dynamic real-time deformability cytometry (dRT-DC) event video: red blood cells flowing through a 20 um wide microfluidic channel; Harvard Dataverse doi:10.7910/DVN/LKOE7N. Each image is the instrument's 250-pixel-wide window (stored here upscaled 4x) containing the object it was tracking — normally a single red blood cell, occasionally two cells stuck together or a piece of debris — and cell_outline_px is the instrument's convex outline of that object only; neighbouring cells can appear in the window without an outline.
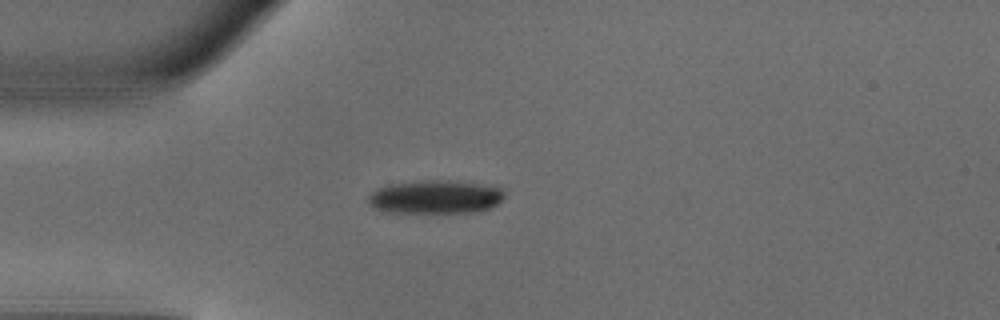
{"species": "common noctule bat (a hibernating species)", "species_latin": "Nyctalus noctula", "temperature_condition": "warm", "stored_images_in_passage": 37, "camera_frame_rate_fps": 3000, "um_per_image_px": 0.085, "animal": {"sex": "male", "body_mass_g": 18.8}, "frame": {"image": 1, "passage_image": 1, "time_ms": 0.0, "image_size_px": [1000, 320], "cell_outline_px": [[504, 196], [496, 204], [488, 208], [472, 212], [380, 212], [368, 204], [368, 196], [376, 188], [388, 184], [420, 180], [452, 180], [496, 184], [504, 192]], "centroid_in_image_um": [36.99, 16.71], "position_along_channel_um": 48.0, "area_um2": 27.05}}
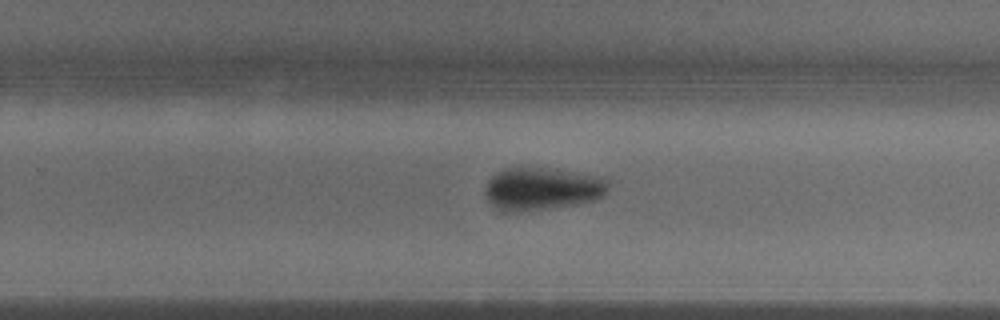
{"frame": {"image": 2, "passage_image": 19, "time_ms": 6.0, "image_size_px": [1000, 320], "cell_outline_px": [[608, 188], [596, 200], [576, 204], [520, 212], [500, 212], [488, 200], [484, 192], [484, 188], [488, 180], [492, 176], [504, 168], [556, 168], [600, 176], [608, 180]], "centroid_in_image_um": [46.05, 16.04], "position_along_channel_um": 283.8, "area_um2": 30.87}}
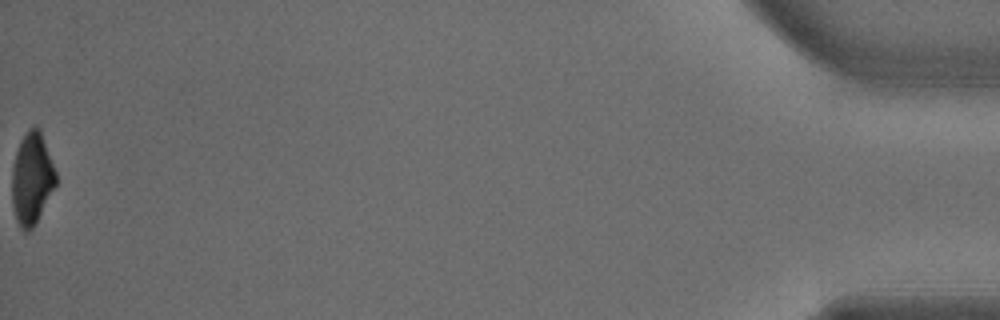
{"frame": {"image": 3, "passage_image": 37, "time_ms": 12.0, "image_size_px": [1000, 320], "cell_outline_px": [[56, 184], [36, 224], [28, 232], [24, 232], [20, 228], [16, 220], [12, 204], [12, 172], [16, 152], [20, 140], [24, 132], [28, 128], [40, 128], [56, 172]], "centroid_in_image_um": [2.7, 15.2], "position_along_channel_um": 432.5, "area_um2": 23.58}, "authors_computed_cell_mechanics": {"area_um2": 27.8596, "velocity_mm_per_s": 4.1487, "shape_relaxation_time_tau1_ms": 2.6016, "shape_relaxation_time_tau2_ms": null, "deformation_change_tau1": 0.142, "deformation_change_tau2": null}}